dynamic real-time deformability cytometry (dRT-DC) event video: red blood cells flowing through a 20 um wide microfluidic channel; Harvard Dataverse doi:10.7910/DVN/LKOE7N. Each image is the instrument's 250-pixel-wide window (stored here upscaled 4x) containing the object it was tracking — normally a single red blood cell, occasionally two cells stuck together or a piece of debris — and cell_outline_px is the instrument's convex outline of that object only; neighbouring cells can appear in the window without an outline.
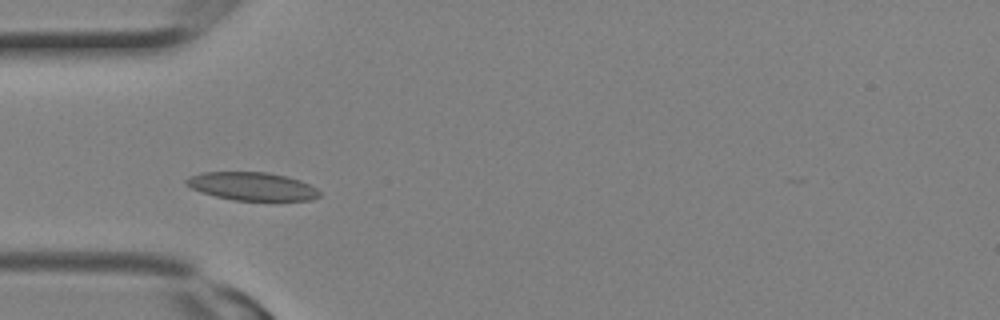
{"species": "Egyptian fruit bat (a non-hibernating species)", "species_latin": "Rousettus aegyptiacus", "temperature_condition": "room temperature", "stored_images_in_passage": 2, "camera_frame_rate_fps": 3000, "um_per_image_px": 0.085, "animal": {"sex": "female"}, "frame": {"image": 1, "passage_image": 2, "time_ms": 0.333, "image_size_px": [1000, 320], "cell_outline_px": [[320, 196], [312, 200], [232, 200], [200, 192], [184, 184], [184, 180], [188, 176], [204, 172], [268, 172], [288, 176], [300, 180], [316, 188], [320, 192]], "centroid_in_image_um": [21.41, 15.83], "position_along_channel_um": 63.6, "area_um2": 21.96}}